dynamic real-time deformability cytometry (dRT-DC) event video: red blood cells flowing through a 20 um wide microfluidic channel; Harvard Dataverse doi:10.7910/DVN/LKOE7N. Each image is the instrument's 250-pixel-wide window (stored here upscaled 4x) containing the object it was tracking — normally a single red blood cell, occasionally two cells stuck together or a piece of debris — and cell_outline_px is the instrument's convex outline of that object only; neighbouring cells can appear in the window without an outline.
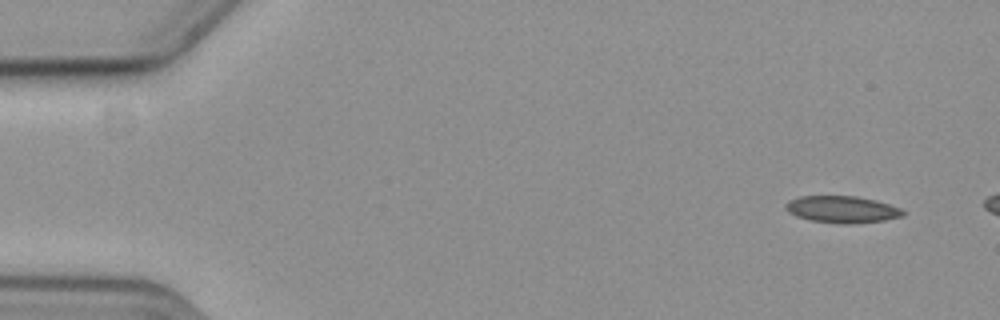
{"species": "common noctule bat (a hibernating species)", "species_latin": "Nyctalus noctula", "temperature_condition": "cold", "stored_images_in_passage": 16, "camera_frame_rate_fps": 3000, "um_per_image_px": 0.085, "animal": {"sex": "female", "body_mass_g": 19.3, "forearm_length_mm": 54.1}, "frame": {"image": 1, "passage_image": 3, "time_ms": 0.667, "image_size_px": [1000, 320], "cell_outline_px": [[908, 212], [904, 216], [884, 220], [852, 224], [840, 224], [812, 220], [796, 216], [788, 212], [784, 208], [784, 204], [788, 200], [800, 196], [856, 196], [876, 200], [900, 208]], "centroid_in_image_um": [71.58, 17.8], "position_along_channel_um": 13.4, "area_um2": 18.55}}
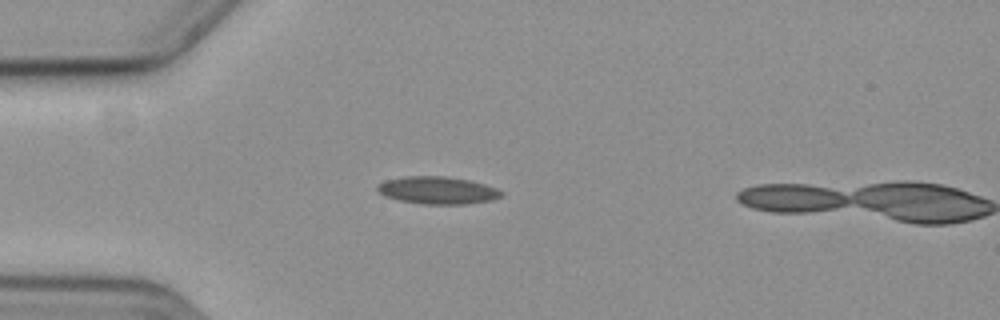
{"frame": {"image": 2, "passage_image": 15, "time_ms": 4.667, "image_size_px": [1000, 320], "cell_outline_px": [[504, 196], [492, 200], [464, 204], [424, 204], [400, 200], [384, 196], [376, 188], [376, 184], [384, 180], [404, 176], [444, 176], [468, 180], [484, 184], [496, 188], [504, 192]], "centroid_in_image_um": [37.18, 16.17], "position_along_channel_um": 47.8, "area_um2": 19.88}}